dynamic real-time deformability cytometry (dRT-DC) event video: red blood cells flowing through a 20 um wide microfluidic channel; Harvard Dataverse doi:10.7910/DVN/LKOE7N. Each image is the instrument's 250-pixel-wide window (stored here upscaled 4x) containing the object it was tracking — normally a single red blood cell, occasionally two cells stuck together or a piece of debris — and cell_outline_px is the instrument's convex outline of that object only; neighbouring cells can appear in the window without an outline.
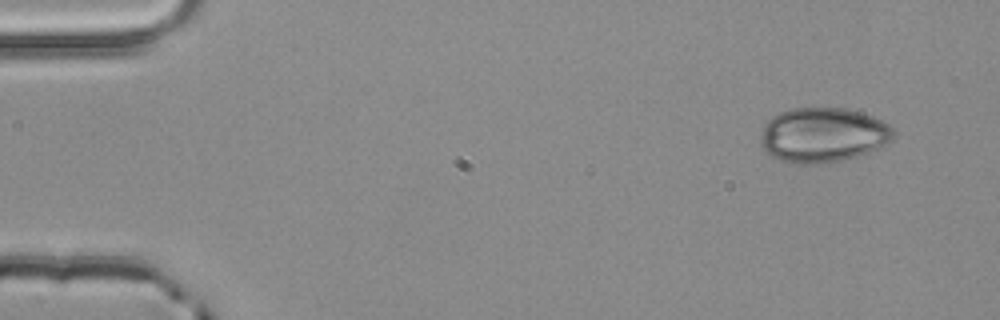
{"species": "common noctule bat (a hibernating species)", "species_latin": "Nyctalus noctula", "temperature_condition": "room temperature", "stored_images_in_passage": 2, "camera_frame_rate_fps": 3000, "um_per_image_px": 0.085, "animal": {"sex": "male", "body_mass_g": 20.4}, "frame": {"image": 1, "passage_image": 1, "time_ms": 0.0, "image_size_px": [1000, 320], "cell_outline_px": [[892, 140], [868, 152], [856, 156], [840, 160], [808, 164], [780, 160], [772, 156], [760, 144], [760, 136], [764, 124], [772, 116], [780, 112], [792, 108], [844, 108], [860, 112], [872, 116], [888, 124], [892, 128]], "centroid_in_image_um": [69.91, 11.45], "position_along_channel_um": 15.1, "area_um2": 41.79}}